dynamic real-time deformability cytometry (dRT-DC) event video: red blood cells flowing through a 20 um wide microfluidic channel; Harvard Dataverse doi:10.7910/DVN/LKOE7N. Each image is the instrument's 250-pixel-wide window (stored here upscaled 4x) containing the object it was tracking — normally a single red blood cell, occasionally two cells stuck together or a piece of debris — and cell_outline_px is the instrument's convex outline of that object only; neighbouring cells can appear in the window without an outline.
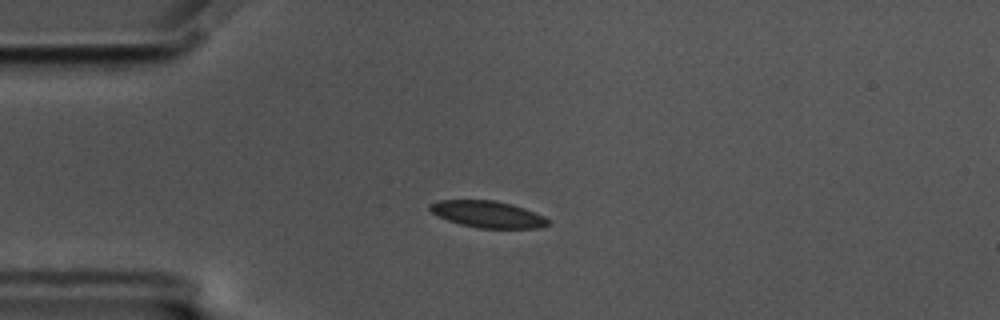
{"species": "common noctule bat (a hibernating species)", "species_latin": "Nyctalus noctula", "temperature_condition": "cold", "stored_images_in_passage": 45, "camera_frame_rate_fps": 3000, "um_per_image_px": 0.085, "animal": {"sex": "male", "body_mass_g": 17.5, "forearm_length_mm": 52.3}, "frame": {"image": 1, "passage_image": 1, "time_ms": 0.0, "image_size_px": [1000, 320], "cell_outline_px": [[548, 224], [540, 228], [480, 228], [460, 224], [436, 216], [428, 208], [428, 204], [440, 200], [496, 200], [512, 204], [524, 208], [544, 216], [548, 220]], "centroid_in_image_um": [41.42, 18.2], "position_along_channel_um": 43.6, "area_um2": 18.38}}
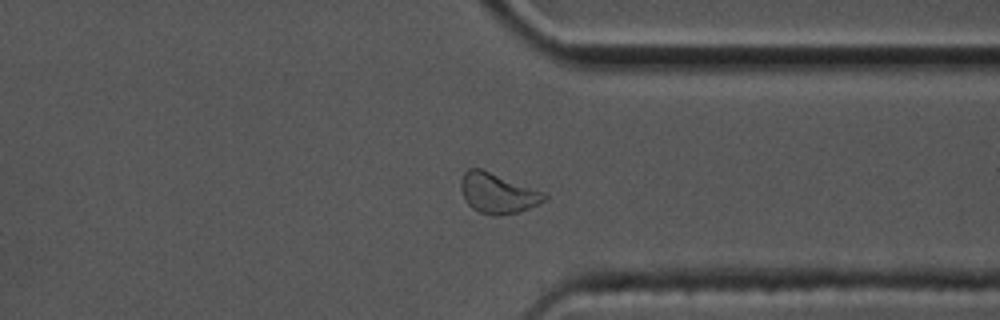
{"frame": {"image": 2, "passage_image": 31, "time_ms": 10.0, "image_size_px": [1000, 320], "cell_outline_px": [[548, 200], [520, 212], [496, 216], [492, 216], [480, 212], [472, 208], [468, 204], [460, 188], [460, 180], [464, 172], [468, 168], [480, 168], [548, 192]], "centroid_in_image_um": [42.36, 16.42], "position_along_channel_um": 369.0, "area_um2": 20.0}}
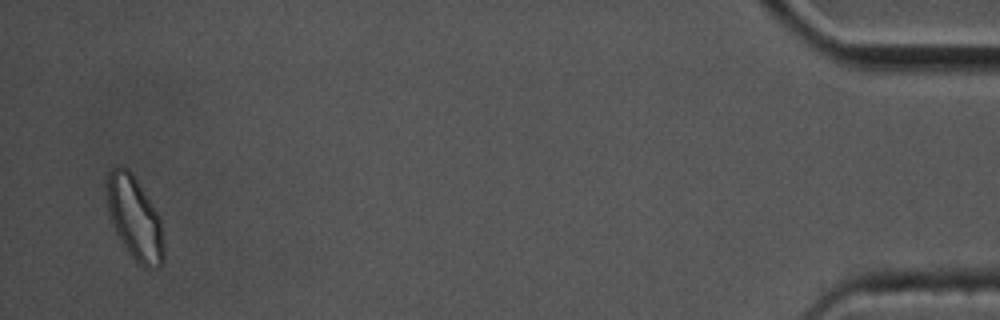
{"frame": {"image": 3, "passage_image": 43, "time_ms": 14.0, "image_size_px": [1000, 320], "cell_outline_px": [[164, 264], [160, 268], [144, 268], [132, 256], [120, 240], [116, 232], [108, 212], [108, 172], [112, 168], [120, 164], [128, 168], [132, 172], [152, 204], [160, 220], [164, 240]], "centroid_in_image_um": [11.48, 18.56], "position_along_channel_um": 423.7, "area_um2": 27.46}, "authors_computed_cell_mechanics": {"area_um2": 19.1318, "velocity_mm_per_s": 3.461, "shape_relaxation_time_tau1_ms": 3.2127, "shape_relaxation_time_tau2_ms": 3.1802, "deformation_change_tau1": 0.0803, "deformation_change_tau2": 0.0542}}